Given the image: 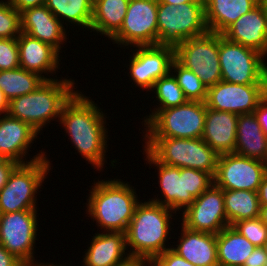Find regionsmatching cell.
<instances>
[{"instance_id":"obj_30","label":"cell","mask_w":267,"mask_h":266,"mask_svg":"<svg viewBox=\"0 0 267 266\" xmlns=\"http://www.w3.org/2000/svg\"><path fill=\"white\" fill-rule=\"evenodd\" d=\"M45 6L62 23L65 20L90 29L93 0H46Z\"/></svg>"},{"instance_id":"obj_38","label":"cell","mask_w":267,"mask_h":266,"mask_svg":"<svg viewBox=\"0 0 267 266\" xmlns=\"http://www.w3.org/2000/svg\"><path fill=\"white\" fill-rule=\"evenodd\" d=\"M150 266H196L183 257L179 256L172 249H168L159 254L150 264Z\"/></svg>"},{"instance_id":"obj_36","label":"cell","mask_w":267,"mask_h":266,"mask_svg":"<svg viewBox=\"0 0 267 266\" xmlns=\"http://www.w3.org/2000/svg\"><path fill=\"white\" fill-rule=\"evenodd\" d=\"M185 184L186 191L196 199L213 184V177L202 170L185 168Z\"/></svg>"},{"instance_id":"obj_6","label":"cell","mask_w":267,"mask_h":266,"mask_svg":"<svg viewBox=\"0 0 267 266\" xmlns=\"http://www.w3.org/2000/svg\"><path fill=\"white\" fill-rule=\"evenodd\" d=\"M158 45L175 46L179 42L207 34L204 2L179 5L158 2Z\"/></svg>"},{"instance_id":"obj_31","label":"cell","mask_w":267,"mask_h":266,"mask_svg":"<svg viewBox=\"0 0 267 266\" xmlns=\"http://www.w3.org/2000/svg\"><path fill=\"white\" fill-rule=\"evenodd\" d=\"M44 81L39 74L21 67L0 71V88L9 101L35 91Z\"/></svg>"},{"instance_id":"obj_32","label":"cell","mask_w":267,"mask_h":266,"mask_svg":"<svg viewBox=\"0 0 267 266\" xmlns=\"http://www.w3.org/2000/svg\"><path fill=\"white\" fill-rule=\"evenodd\" d=\"M155 90V91H153ZM152 91L156 94V100L160 102V106L155 108L149 116L144 119V125L159 111L162 109L180 106L184 104L187 99L183 94V90L178 85L173 73L169 72L166 76L158 79L152 88Z\"/></svg>"},{"instance_id":"obj_1","label":"cell","mask_w":267,"mask_h":266,"mask_svg":"<svg viewBox=\"0 0 267 266\" xmlns=\"http://www.w3.org/2000/svg\"><path fill=\"white\" fill-rule=\"evenodd\" d=\"M100 110L89 97L76 91L62 107L59 119L76 150L97 170L105 165L108 138Z\"/></svg>"},{"instance_id":"obj_39","label":"cell","mask_w":267,"mask_h":266,"mask_svg":"<svg viewBox=\"0 0 267 266\" xmlns=\"http://www.w3.org/2000/svg\"><path fill=\"white\" fill-rule=\"evenodd\" d=\"M18 165L14 160L0 157V190L6 185L10 174Z\"/></svg>"},{"instance_id":"obj_49","label":"cell","mask_w":267,"mask_h":266,"mask_svg":"<svg viewBox=\"0 0 267 266\" xmlns=\"http://www.w3.org/2000/svg\"><path fill=\"white\" fill-rule=\"evenodd\" d=\"M149 266V263L145 262H132L129 266Z\"/></svg>"},{"instance_id":"obj_42","label":"cell","mask_w":267,"mask_h":266,"mask_svg":"<svg viewBox=\"0 0 267 266\" xmlns=\"http://www.w3.org/2000/svg\"><path fill=\"white\" fill-rule=\"evenodd\" d=\"M11 5L19 12L29 8L39 7L46 4V0H9Z\"/></svg>"},{"instance_id":"obj_16","label":"cell","mask_w":267,"mask_h":266,"mask_svg":"<svg viewBox=\"0 0 267 266\" xmlns=\"http://www.w3.org/2000/svg\"><path fill=\"white\" fill-rule=\"evenodd\" d=\"M137 48L130 57V76L137 86L152 91L154 83L170 72L174 46L159 44Z\"/></svg>"},{"instance_id":"obj_8","label":"cell","mask_w":267,"mask_h":266,"mask_svg":"<svg viewBox=\"0 0 267 266\" xmlns=\"http://www.w3.org/2000/svg\"><path fill=\"white\" fill-rule=\"evenodd\" d=\"M205 117V102L187 100L180 106L159 110L145 124L143 137L202 138Z\"/></svg>"},{"instance_id":"obj_34","label":"cell","mask_w":267,"mask_h":266,"mask_svg":"<svg viewBox=\"0 0 267 266\" xmlns=\"http://www.w3.org/2000/svg\"><path fill=\"white\" fill-rule=\"evenodd\" d=\"M21 33L20 13L10 1H0V38H17Z\"/></svg>"},{"instance_id":"obj_17","label":"cell","mask_w":267,"mask_h":266,"mask_svg":"<svg viewBox=\"0 0 267 266\" xmlns=\"http://www.w3.org/2000/svg\"><path fill=\"white\" fill-rule=\"evenodd\" d=\"M39 133L29 124L8 114L0 117V157L14 160L18 164H27L45 158L44 152H40L28 162L24 161L28 148L35 141ZM23 157V158H22Z\"/></svg>"},{"instance_id":"obj_9","label":"cell","mask_w":267,"mask_h":266,"mask_svg":"<svg viewBox=\"0 0 267 266\" xmlns=\"http://www.w3.org/2000/svg\"><path fill=\"white\" fill-rule=\"evenodd\" d=\"M264 55L232 42L219 34V61L222 81L233 84H267Z\"/></svg>"},{"instance_id":"obj_47","label":"cell","mask_w":267,"mask_h":266,"mask_svg":"<svg viewBox=\"0 0 267 266\" xmlns=\"http://www.w3.org/2000/svg\"><path fill=\"white\" fill-rule=\"evenodd\" d=\"M259 218L267 226V206H260Z\"/></svg>"},{"instance_id":"obj_27","label":"cell","mask_w":267,"mask_h":266,"mask_svg":"<svg viewBox=\"0 0 267 266\" xmlns=\"http://www.w3.org/2000/svg\"><path fill=\"white\" fill-rule=\"evenodd\" d=\"M218 266H243L256 248L232 226L216 234Z\"/></svg>"},{"instance_id":"obj_10","label":"cell","mask_w":267,"mask_h":266,"mask_svg":"<svg viewBox=\"0 0 267 266\" xmlns=\"http://www.w3.org/2000/svg\"><path fill=\"white\" fill-rule=\"evenodd\" d=\"M174 58L195 73L207 88L222 80L218 33L208 32L179 42L174 46Z\"/></svg>"},{"instance_id":"obj_14","label":"cell","mask_w":267,"mask_h":266,"mask_svg":"<svg viewBox=\"0 0 267 266\" xmlns=\"http://www.w3.org/2000/svg\"><path fill=\"white\" fill-rule=\"evenodd\" d=\"M182 212L181 224L190 230L218 234L229 226L223 189L214 183Z\"/></svg>"},{"instance_id":"obj_5","label":"cell","mask_w":267,"mask_h":266,"mask_svg":"<svg viewBox=\"0 0 267 266\" xmlns=\"http://www.w3.org/2000/svg\"><path fill=\"white\" fill-rule=\"evenodd\" d=\"M144 148L160 163L202 170L214 177L218 154L202 138L144 137Z\"/></svg>"},{"instance_id":"obj_43","label":"cell","mask_w":267,"mask_h":266,"mask_svg":"<svg viewBox=\"0 0 267 266\" xmlns=\"http://www.w3.org/2000/svg\"><path fill=\"white\" fill-rule=\"evenodd\" d=\"M0 266H25L13 254L0 245Z\"/></svg>"},{"instance_id":"obj_11","label":"cell","mask_w":267,"mask_h":266,"mask_svg":"<svg viewBox=\"0 0 267 266\" xmlns=\"http://www.w3.org/2000/svg\"><path fill=\"white\" fill-rule=\"evenodd\" d=\"M37 210L0 214V245L25 266H39L34 262V244L37 236Z\"/></svg>"},{"instance_id":"obj_26","label":"cell","mask_w":267,"mask_h":266,"mask_svg":"<svg viewBox=\"0 0 267 266\" xmlns=\"http://www.w3.org/2000/svg\"><path fill=\"white\" fill-rule=\"evenodd\" d=\"M209 32L222 34L233 22L250 12L259 0H204Z\"/></svg>"},{"instance_id":"obj_4","label":"cell","mask_w":267,"mask_h":266,"mask_svg":"<svg viewBox=\"0 0 267 266\" xmlns=\"http://www.w3.org/2000/svg\"><path fill=\"white\" fill-rule=\"evenodd\" d=\"M73 88L71 79L45 80L35 91L11 99L7 114L40 133L52 119H60L62 107L76 92Z\"/></svg>"},{"instance_id":"obj_18","label":"cell","mask_w":267,"mask_h":266,"mask_svg":"<svg viewBox=\"0 0 267 266\" xmlns=\"http://www.w3.org/2000/svg\"><path fill=\"white\" fill-rule=\"evenodd\" d=\"M144 152L148 164H154L157 167L159 187L165 198L164 200L153 198L151 201L166 206L174 212L189 207L195 199L186 191L185 168L160 163L145 148Z\"/></svg>"},{"instance_id":"obj_33","label":"cell","mask_w":267,"mask_h":266,"mask_svg":"<svg viewBox=\"0 0 267 266\" xmlns=\"http://www.w3.org/2000/svg\"><path fill=\"white\" fill-rule=\"evenodd\" d=\"M170 72L175 73L173 75L187 100L206 101L208 88L195 73L182 66L175 58L171 63Z\"/></svg>"},{"instance_id":"obj_23","label":"cell","mask_w":267,"mask_h":266,"mask_svg":"<svg viewBox=\"0 0 267 266\" xmlns=\"http://www.w3.org/2000/svg\"><path fill=\"white\" fill-rule=\"evenodd\" d=\"M19 47L20 67L39 74L45 80H53L47 78L43 72L47 74L52 73L58 69L60 63L59 52L51 45L30 37L21 32L17 37Z\"/></svg>"},{"instance_id":"obj_12","label":"cell","mask_w":267,"mask_h":266,"mask_svg":"<svg viewBox=\"0 0 267 266\" xmlns=\"http://www.w3.org/2000/svg\"><path fill=\"white\" fill-rule=\"evenodd\" d=\"M157 6V0H129L123 24L111 38L113 43L133 47L158 45Z\"/></svg>"},{"instance_id":"obj_35","label":"cell","mask_w":267,"mask_h":266,"mask_svg":"<svg viewBox=\"0 0 267 266\" xmlns=\"http://www.w3.org/2000/svg\"><path fill=\"white\" fill-rule=\"evenodd\" d=\"M232 227L255 247H262L267 240V226L259 217L237 221Z\"/></svg>"},{"instance_id":"obj_48","label":"cell","mask_w":267,"mask_h":266,"mask_svg":"<svg viewBox=\"0 0 267 266\" xmlns=\"http://www.w3.org/2000/svg\"><path fill=\"white\" fill-rule=\"evenodd\" d=\"M258 4L263 8L264 14L267 18V0H259Z\"/></svg>"},{"instance_id":"obj_37","label":"cell","mask_w":267,"mask_h":266,"mask_svg":"<svg viewBox=\"0 0 267 266\" xmlns=\"http://www.w3.org/2000/svg\"><path fill=\"white\" fill-rule=\"evenodd\" d=\"M20 67L17 38H0V71Z\"/></svg>"},{"instance_id":"obj_7","label":"cell","mask_w":267,"mask_h":266,"mask_svg":"<svg viewBox=\"0 0 267 266\" xmlns=\"http://www.w3.org/2000/svg\"><path fill=\"white\" fill-rule=\"evenodd\" d=\"M50 167V161L46 157L27 164H19L0 190V214L36 210L35 196Z\"/></svg>"},{"instance_id":"obj_44","label":"cell","mask_w":267,"mask_h":266,"mask_svg":"<svg viewBox=\"0 0 267 266\" xmlns=\"http://www.w3.org/2000/svg\"><path fill=\"white\" fill-rule=\"evenodd\" d=\"M258 198L260 206H267V171L265 172L258 189Z\"/></svg>"},{"instance_id":"obj_24","label":"cell","mask_w":267,"mask_h":266,"mask_svg":"<svg viewBox=\"0 0 267 266\" xmlns=\"http://www.w3.org/2000/svg\"><path fill=\"white\" fill-rule=\"evenodd\" d=\"M177 247L171 249L196 266H218L216 234L190 230L182 225Z\"/></svg>"},{"instance_id":"obj_45","label":"cell","mask_w":267,"mask_h":266,"mask_svg":"<svg viewBox=\"0 0 267 266\" xmlns=\"http://www.w3.org/2000/svg\"><path fill=\"white\" fill-rule=\"evenodd\" d=\"M9 100L5 97L4 92L0 88V115L8 113Z\"/></svg>"},{"instance_id":"obj_20","label":"cell","mask_w":267,"mask_h":266,"mask_svg":"<svg viewBox=\"0 0 267 266\" xmlns=\"http://www.w3.org/2000/svg\"><path fill=\"white\" fill-rule=\"evenodd\" d=\"M20 20L21 32L61 52V44L67 38L65 28L45 5L24 10L20 13Z\"/></svg>"},{"instance_id":"obj_3","label":"cell","mask_w":267,"mask_h":266,"mask_svg":"<svg viewBox=\"0 0 267 266\" xmlns=\"http://www.w3.org/2000/svg\"><path fill=\"white\" fill-rule=\"evenodd\" d=\"M87 212L104 232L125 233L140 200L134 187L119 179L94 183Z\"/></svg>"},{"instance_id":"obj_40","label":"cell","mask_w":267,"mask_h":266,"mask_svg":"<svg viewBox=\"0 0 267 266\" xmlns=\"http://www.w3.org/2000/svg\"><path fill=\"white\" fill-rule=\"evenodd\" d=\"M267 255L262 247H256L243 266H266Z\"/></svg>"},{"instance_id":"obj_50","label":"cell","mask_w":267,"mask_h":266,"mask_svg":"<svg viewBox=\"0 0 267 266\" xmlns=\"http://www.w3.org/2000/svg\"><path fill=\"white\" fill-rule=\"evenodd\" d=\"M264 252L266 253L267 255V240L263 243V246H262ZM267 266V265H266Z\"/></svg>"},{"instance_id":"obj_15","label":"cell","mask_w":267,"mask_h":266,"mask_svg":"<svg viewBox=\"0 0 267 266\" xmlns=\"http://www.w3.org/2000/svg\"><path fill=\"white\" fill-rule=\"evenodd\" d=\"M267 94V84H233L220 81L208 87L206 106L212 110L242 115L253 113Z\"/></svg>"},{"instance_id":"obj_41","label":"cell","mask_w":267,"mask_h":266,"mask_svg":"<svg viewBox=\"0 0 267 266\" xmlns=\"http://www.w3.org/2000/svg\"><path fill=\"white\" fill-rule=\"evenodd\" d=\"M259 124L267 136V94L261 99L258 107L254 111Z\"/></svg>"},{"instance_id":"obj_22","label":"cell","mask_w":267,"mask_h":266,"mask_svg":"<svg viewBox=\"0 0 267 266\" xmlns=\"http://www.w3.org/2000/svg\"><path fill=\"white\" fill-rule=\"evenodd\" d=\"M238 115L206 106L202 139L218 154L234 153Z\"/></svg>"},{"instance_id":"obj_2","label":"cell","mask_w":267,"mask_h":266,"mask_svg":"<svg viewBox=\"0 0 267 266\" xmlns=\"http://www.w3.org/2000/svg\"><path fill=\"white\" fill-rule=\"evenodd\" d=\"M170 212L176 213L150 199L137 204L125 232L126 248L132 247L128 254L134 262L150 264L159 254L172 248H166L165 244L171 231Z\"/></svg>"},{"instance_id":"obj_51","label":"cell","mask_w":267,"mask_h":266,"mask_svg":"<svg viewBox=\"0 0 267 266\" xmlns=\"http://www.w3.org/2000/svg\"><path fill=\"white\" fill-rule=\"evenodd\" d=\"M39 266H59V265H54V264H49V263H47V264L41 263ZM60 266H64V265L61 264Z\"/></svg>"},{"instance_id":"obj_28","label":"cell","mask_w":267,"mask_h":266,"mask_svg":"<svg viewBox=\"0 0 267 266\" xmlns=\"http://www.w3.org/2000/svg\"><path fill=\"white\" fill-rule=\"evenodd\" d=\"M129 0H93L90 29L112 38L121 28Z\"/></svg>"},{"instance_id":"obj_29","label":"cell","mask_w":267,"mask_h":266,"mask_svg":"<svg viewBox=\"0 0 267 266\" xmlns=\"http://www.w3.org/2000/svg\"><path fill=\"white\" fill-rule=\"evenodd\" d=\"M228 225L245 219L259 217L258 192L248 190H223Z\"/></svg>"},{"instance_id":"obj_46","label":"cell","mask_w":267,"mask_h":266,"mask_svg":"<svg viewBox=\"0 0 267 266\" xmlns=\"http://www.w3.org/2000/svg\"><path fill=\"white\" fill-rule=\"evenodd\" d=\"M158 2L161 3H168L170 5H179V4H183L186 2H204V0H157Z\"/></svg>"},{"instance_id":"obj_19","label":"cell","mask_w":267,"mask_h":266,"mask_svg":"<svg viewBox=\"0 0 267 266\" xmlns=\"http://www.w3.org/2000/svg\"><path fill=\"white\" fill-rule=\"evenodd\" d=\"M222 35L267 56V18L259 4L233 22Z\"/></svg>"},{"instance_id":"obj_25","label":"cell","mask_w":267,"mask_h":266,"mask_svg":"<svg viewBox=\"0 0 267 266\" xmlns=\"http://www.w3.org/2000/svg\"><path fill=\"white\" fill-rule=\"evenodd\" d=\"M234 153L267 163V136L254 112L238 115Z\"/></svg>"},{"instance_id":"obj_13","label":"cell","mask_w":267,"mask_h":266,"mask_svg":"<svg viewBox=\"0 0 267 266\" xmlns=\"http://www.w3.org/2000/svg\"><path fill=\"white\" fill-rule=\"evenodd\" d=\"M267 163L235 153L218 156L213 183L223 190H248L257 192Z\"/></svg>"},{"instance_id":"obj_21","label":"cell","mask_w":267,"mask_h":266,"mask_svg":"<svg viewBox=\"0 0 267 266\" xmlns=\"http://www.w3.org/2000/svg\"><path fill=\"white\" fill-rule=\"evenodd\" d=\"M125 250V233H97L83 258L84 266H129L134 261Z\"/></svg>"}]
</instances>
